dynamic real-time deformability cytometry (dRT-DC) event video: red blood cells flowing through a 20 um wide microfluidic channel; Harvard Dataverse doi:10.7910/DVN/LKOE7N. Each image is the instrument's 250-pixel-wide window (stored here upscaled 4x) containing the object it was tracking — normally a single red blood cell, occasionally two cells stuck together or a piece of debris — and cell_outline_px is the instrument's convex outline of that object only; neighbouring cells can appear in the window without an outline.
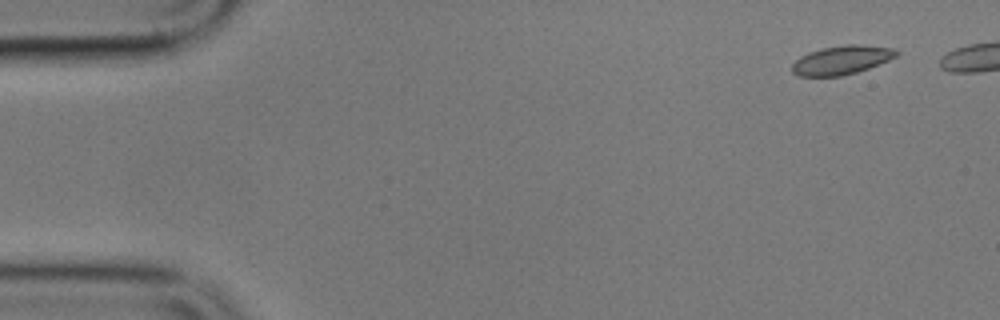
{"species": "common noctule bat (a hibernating species)", "species_latin": "Nyctalus noctula", "temperature_condition": "cold", "stored_images_in_passage": 7, "segment_of_instrument_passage": [1, 2], "camera_frame_rate_fps": 3000, "um_per_image_px": 0.085, "animal": {"sex": "male", "body_mass_g": 17.9}, "frame": {"image": 1, "passage_image": 1, "time_ms": 0.0, "image_size_px": [1000, 320], "cell_outline_px": [[900, 52], [896, 56], [880, 64], [856, 72], [840, 76], [800, 76], [792, 72], [792, 64], [800, 56], [808, 52], [824, 48], [848, 44], [860, 44], [896, 48]], "centroid_in_image_um": [71.56, 5.09], "position_along_channel_um": 13.4, "area_um2": 17.51}}
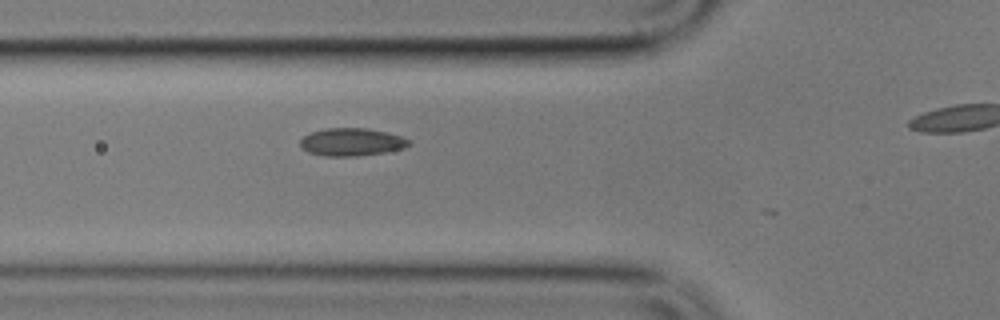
{"frame": {"image": 2, "passage_image": 6, "time_ms": 5.667, "image_size_px": [1000, 320], "cell_outline_px": [[412, 144], [404, 148], [384, 152], [356, 156], [324, 156], [308, 152], [300, 148], [300, 140], [304, 136], [312, 132], [324, 128], [368, 128], [388, 132], [412, 140]], "centroid_in_image_um": [29.9, 12.07], "position_along_channel_um": 95.9, "area_um2": 17.74}}